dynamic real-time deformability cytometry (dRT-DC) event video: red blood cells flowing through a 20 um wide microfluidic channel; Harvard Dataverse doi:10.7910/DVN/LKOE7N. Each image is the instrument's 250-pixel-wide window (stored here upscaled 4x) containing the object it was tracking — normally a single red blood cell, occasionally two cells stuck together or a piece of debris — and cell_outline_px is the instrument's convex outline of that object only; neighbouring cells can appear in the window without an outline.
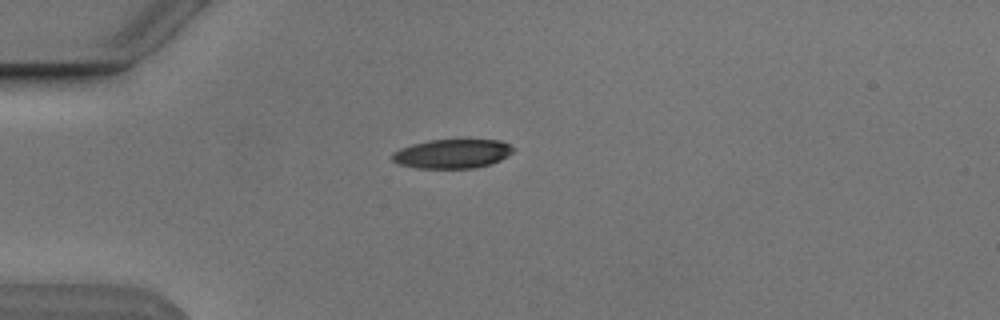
{"species": "Egyptian fruit bat (a non-hibernating species)", "species_latin": "Rousettus aegyptiacus", "temperature_condition": "cold", "stored_images_in_passage": 2, "camera_frame_rate_fps": 3000, "um_per_image_px": 0.085, "animal": {"sex": "male"}, "frame": {"image": 1, "passage_image": 1, "time_ms": 0.0, "image_size_px": [1000, 320], "cell_outline_px": [[516, 148], [508, 156], [492, 164], [472, 168], [416, 168], [396, 164], [392, 160], [392, 152], [400, 148], [412, 144], [428, 140], [500, 140]], "centroid_in_image_um": [38.42, 13.07], "position_along_channel_um": 46.6, "area_um2": 20.69}}